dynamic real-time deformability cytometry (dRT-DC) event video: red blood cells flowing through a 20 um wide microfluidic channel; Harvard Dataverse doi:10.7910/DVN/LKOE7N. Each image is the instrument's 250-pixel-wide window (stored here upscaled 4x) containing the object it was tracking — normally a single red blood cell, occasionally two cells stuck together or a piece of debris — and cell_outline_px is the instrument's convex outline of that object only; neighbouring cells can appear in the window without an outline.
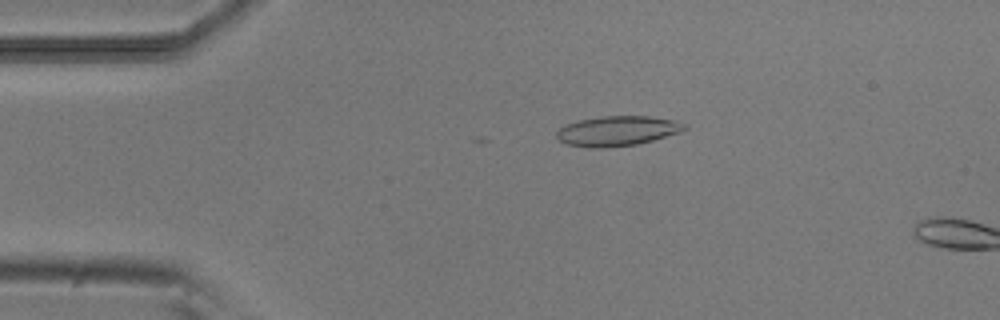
{"species": "common noctule bat (a hibernating species)", "species_latin": "Nyctalus noctula", "temperature_condition": "room temperature", "stored_images_in_passage": 13, "camera_frame_rate_fps": 3000, "um_per_image_px": 0.085, "animal": {"sex": "male", "body_mass_g": 20.5, "forearm_length_mm": 52.5}, "frame": {"image": 1, "passage_image": 10, "time_ms": 3.0, "image_size_px": [1000, 320], "cell_outline_px": [[688, 128], [680, 132], [652, 140], [636, 144], [600, 148], [592, 148], [568, 144], [560, 140], [556, 136], [556, 132], [560, 128], [568, 124], [580, 120], [604, 116], [652, 116], [676, 120], [688, 124]], "centroid_in_image_um": [52.53, 11.12], "position_along_channel_um": 32.5, "area_um2": 22.14}}